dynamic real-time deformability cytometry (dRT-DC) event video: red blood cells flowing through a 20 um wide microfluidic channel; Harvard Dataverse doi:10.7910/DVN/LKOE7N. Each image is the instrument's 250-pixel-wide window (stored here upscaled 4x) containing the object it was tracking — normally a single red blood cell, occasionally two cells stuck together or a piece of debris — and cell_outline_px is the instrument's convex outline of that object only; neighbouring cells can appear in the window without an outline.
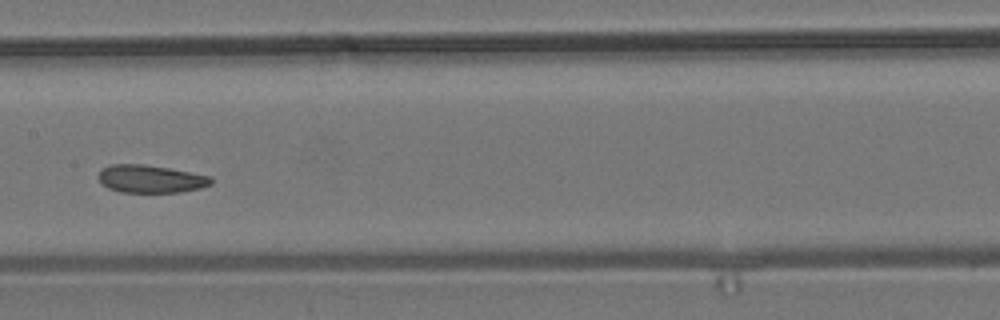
{"species": "common noctule bat (a hibernating species)", "species_latin": "Nyctalus noctula", "temperature_condition": "room temperature", "stored_images_in_passage": 13, "camera_frame_rate_fps": 3000, "um_per_image_px": 0.085, "animal": {"sex": "male", "body_mass_g": 19.2, "forearm_length_mm": 51.8}, "frame": {"image": 1, "passage_image": 6, "time_ms": 6.667, "image_size_px": [1000, 320], "cell_outline_px": [[212, 184], [200, 188], [180, 192], [120, 192], [108, 188], [100, 184], [100, 168], [112, 164], [144, 164], [168, 168], [212, 176]], "centroid_in_image_um": [12.8, 15.2], "position_along_channel_um": 194.6, "area_um2": 18.26}}
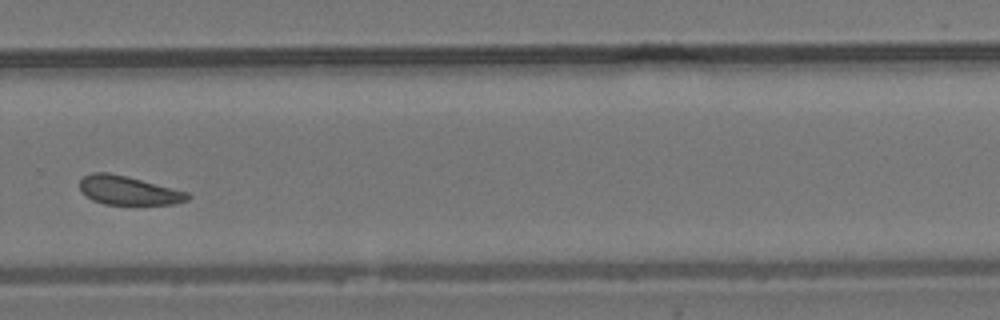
{"frame": {"image": 2, "passage_image": 9, "time_ms": 10.0, "image_size_px": [1000, 320], "cell_outline_px": [[192, 196], [188, 200], [176, 204], [104, 204], [92, 200], [80, 188], [80, 180], [84, 176], [92, 172], [108, 172], [188, 192]], "centroid_in_image_um": [10.93, 16.19], "position_along_channel_um": 318.9, "area_um2": 17.8}}
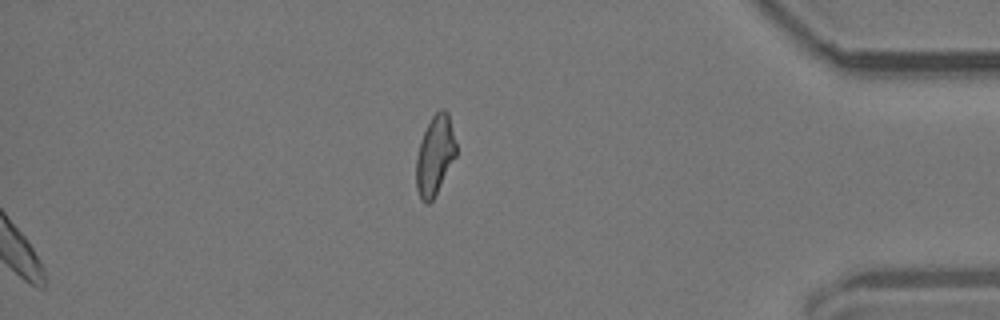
{"frame": {"image": 3, "passage_image": 13, "time_ms": 16.0, "image_size_px": [1000, 320], "cell_outline_px": [[456, 156], [432, 200], [428, 204], [424, 204], [416, 188], [416, 156], [424, 132], [432, 116], [440, 108], [444, 108], [448, 112], [456, 144]], "centroid_in_image_um": [36.96, 13.19], "position_along_channel_um": 398.2, "area_um2": 18.26}}